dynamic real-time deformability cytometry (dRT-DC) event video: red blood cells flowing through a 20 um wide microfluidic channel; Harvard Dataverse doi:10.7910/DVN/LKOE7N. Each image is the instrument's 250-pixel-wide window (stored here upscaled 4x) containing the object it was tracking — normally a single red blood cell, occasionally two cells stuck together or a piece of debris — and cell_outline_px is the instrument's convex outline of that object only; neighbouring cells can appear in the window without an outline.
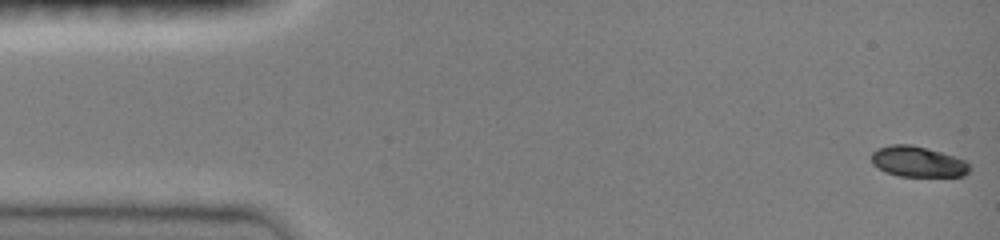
{"species": "common noctule bat (a hibernating species)", "species_latin": "Nyctalus noctula", "temperature_condition": "room temperature", "stored_images_in_passage": 48, "camera_frame_rate_fps": 3000, "um_per_image_px": 0.085, "animal": {"sex": "female", "body_mass_g": 19.0, "forearm_length_mm": 51.5}, "frame": {"image": 1, "passage_image": 1, "time_ms": 0.0, "image_size_px": [1000, 240], "cell_outline_px": [[972, 168], [968, 172], [960, 176], [900, 176], [884, 172], [872, 164], [872, 152], [880, 148], [892, 144], [912, 144], [928, 148], [964, 160]], "centroid_in_image_um": [77.99, 13.74], "position_along_channel_um": 7.0, "area_um2": 17.4}}
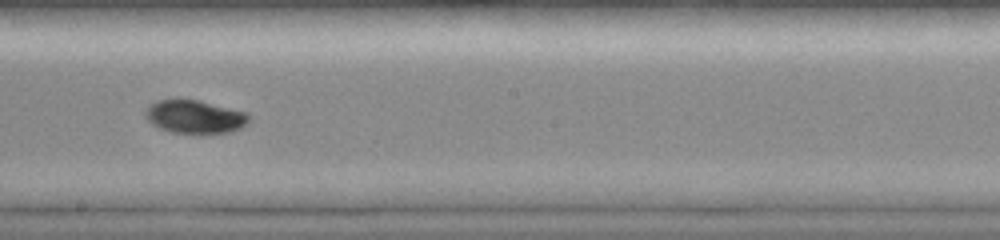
{"frame": {"image": 2, "passage_image": 27, "time_ms": 8.667, "image_size_px": [1000, 240], "cell_outline_px": [[252, 120], [248, 124], [240, 128], [228, 132], [172, 132], [160, 128], [152, 124], [144, 116], [144, 112], [156, 100], [176, 96], [200, 100], [248, 112]], "centroid_in_image_um": [16.56, 9.86], "position_along_channel_um": 231.6, "area_um2": 20.52}}
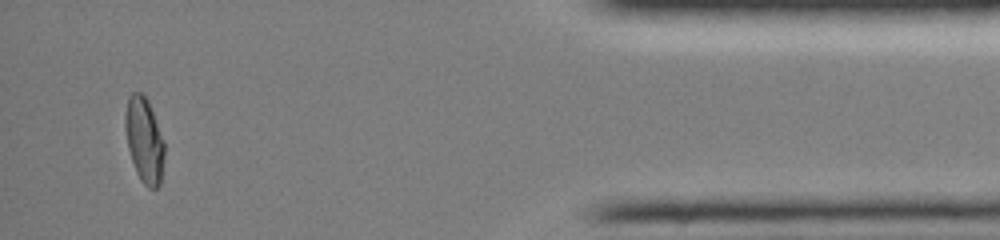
{"frame": {"image": 3, "passage_image": 45, "time_ms": 14.667, "image_size_px": [1000, 240], "cell_outline_px": [[164, 156], [160, 184], [156, 188], [148, 188], [140, 180], [136, 172], [128, 148], [124, 124], [124, 116], [128, 96], [132, 92], [140, 92], [148, 100], [164, 140]], "centroid_in_image_um": [12.25, 11.89], "position_along_channel_um": 422.9, "area_um2": 19.54}, "authors_computed_cell_mechanics": {"area_um2": 19.4497, "velocity_mm_per_s": 4.03, "shape_relaxation_time_tau1_ms": 3.8986, "shape_relaxation_time_tau2_ms": 6.4418, "deformation_change_tau1": 0.1657, "deformation_change_tau2": 0.0381}}